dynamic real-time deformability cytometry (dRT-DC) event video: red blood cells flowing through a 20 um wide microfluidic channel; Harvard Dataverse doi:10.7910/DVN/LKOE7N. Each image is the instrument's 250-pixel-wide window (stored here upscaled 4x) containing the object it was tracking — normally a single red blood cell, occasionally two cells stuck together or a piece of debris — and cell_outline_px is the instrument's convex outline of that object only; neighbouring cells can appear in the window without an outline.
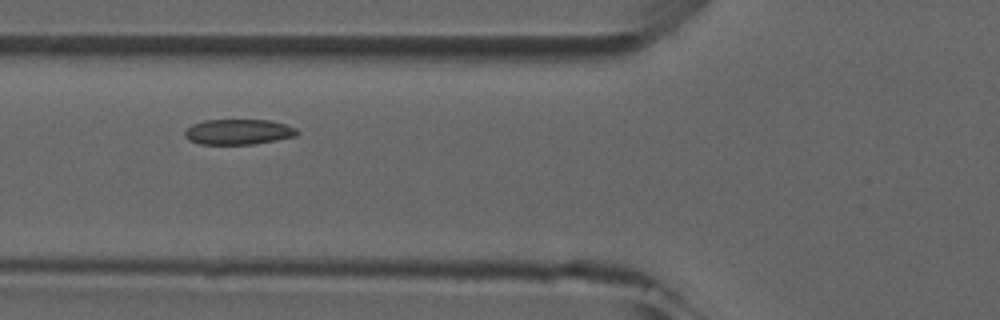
{"species": "common noctule bat (a hibernating species)", "species_latin": "Nyctalus noctula", "temperature_condition": "room temperature", "stored_images_in_passage": 5, "camera_frame_rate_fps": 3000, "um_per_image_px": 0.085, "animal": {"sex": "male", "forearm_length_mm": 52.5}, "frame": {"image": 1, "passage_image": 3, "time_ms": 2.333, "image_size_px": [1000, 320], "cell_outline_px": [[300, 132], [296, 136], [276, 140], [252, 144], [200, 144], [188, 140], [184, 136], [184, 132], [192, 124], [204, 120], [272, 120], [296, 128]], "centroid_in_image_um": [20.26, 11.21], "position_along_channel_um": 105.5, "area_um2": 16.65}}
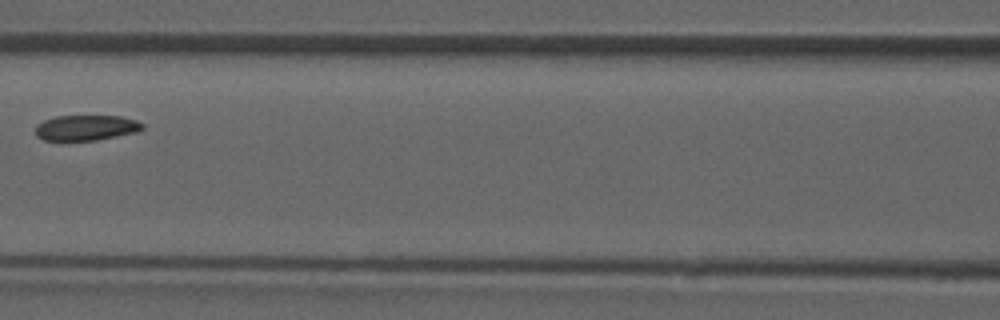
{"frame": {"image": 2, "passage_image": 4, "time_ms": 3.667, "image_size_px": [1000, 320], "cell_outline_px": [[144, 128], [136, 132], [96, 140], [44, 140], [36, 136], [36, 124], [44, 120], [56, 116], [120, 116], [136, 120], [144, 124]], "centroid_in_image_um": [7.31, 10.85], "position_along_channel_um": 159.3, "area_um2": 15.78}}